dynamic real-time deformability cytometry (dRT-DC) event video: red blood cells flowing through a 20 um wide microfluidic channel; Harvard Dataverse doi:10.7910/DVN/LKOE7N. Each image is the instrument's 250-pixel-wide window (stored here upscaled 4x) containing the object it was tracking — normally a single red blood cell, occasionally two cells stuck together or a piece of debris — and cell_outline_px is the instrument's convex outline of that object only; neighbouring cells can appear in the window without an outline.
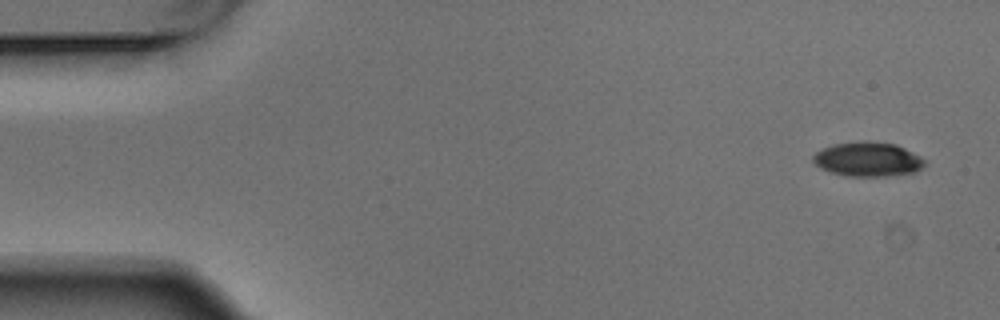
{"species": "Egyptian fruit bat (a non-hibernating species)", "species_latin": "Rousettus aegyptiacus", "temperature_condition": "warm", "stored_images_in_passage": 5, "camera_frame_rate_fps": 3000, "um_per_image_px": 0.085, "animal": {"sex": "male"}, "frame": {"image": 1, "passage_image": 1, "time_ms": 0.0, "image_size_px": [1000, 320], "cell_outline_px": [[928, 160], [920, 168], [912, 172], [884, 176], [844, 176], [828, 172], [820, 168], [812, 160], [812, 156], [816, 152], [832, 144], [860, 140], [868, 140], [896, 144]], "centroid_in_image_um": [73.72, 13.52], "position_along_channel_um": 11.3, "area_um2": 22.54}}
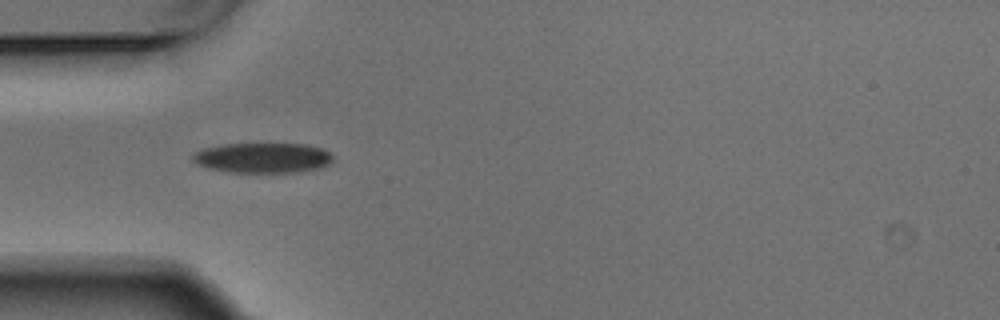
{"frame": {"image": 2, "passage_image": 4, "time_ms": 1.0, "image_size_px": [1000, 320], "cell_outline_px": [[332, 160], [328, 164], [320, 168], [296, 172], [232, 172], [208, 168], [196, 164], [192, 160], [192, 156], [196, 152], [204, 148], [220, 144], [308, 144], [320, 148], [328, 152], [332, 156]], "centroid_in_image_um": [22.31, 13.41], "position_along_channel_um": 62.7, "area_um2": 24.51}}
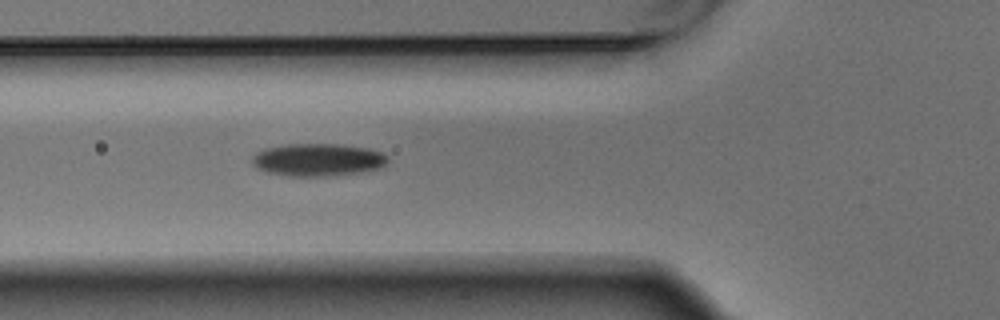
{"frame": {"image": 3, "passage_image": 5, "time_ms": 1.333, "image_size_px": [1000, 320], "cell_outline_px": [[388, 160], [384, 168], [336, 176], [288, 176], [268, 172], [256, 168], [252, 164], [252, 156], [256, 152], [264, 148], [288, 144], [340, 144], [368, 148], [380, 152], [388, 156]], "centroid_in_image_um": [27.03, 13.59], "position_along_channel_um": 98.8, "area_um2": 26.13}}